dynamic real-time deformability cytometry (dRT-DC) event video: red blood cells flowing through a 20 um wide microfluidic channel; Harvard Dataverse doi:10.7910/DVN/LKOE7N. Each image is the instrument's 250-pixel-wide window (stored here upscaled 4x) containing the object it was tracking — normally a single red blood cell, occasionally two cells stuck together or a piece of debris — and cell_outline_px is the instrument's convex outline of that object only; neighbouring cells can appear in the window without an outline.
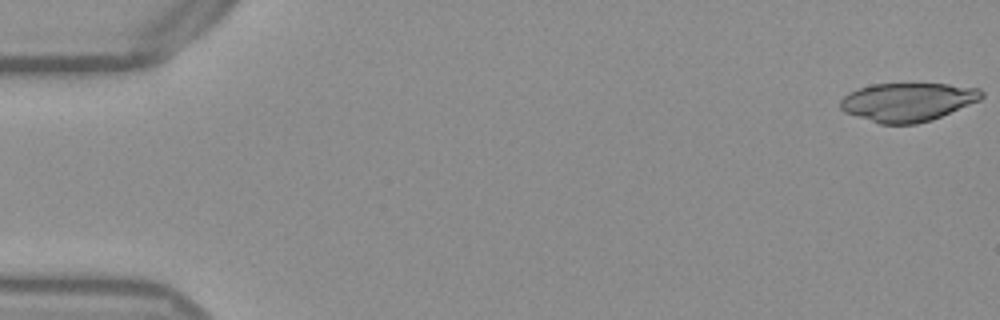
{"species": "Egyptian fruit bat (a non-hibernating species)", "species_latin": "Rousettus aegyptiacus", "temperature_condition": "warm", "stored_images_in_passage": 53, "camera_frame_rate_fps": 3000, "um_per_image_px": 0.085, "frame": {"image": 1, "passage_image": 1, "time_ms": 0.0, "image_size_px": [1000, 320], "cell_outline_px": [[984, 96], [980, 100], [932, 120], [916, 124], [880, 124], [844, 112], [840, 108], [840, 100], [848, 92], [872, 84], [948, 84], [980, 88], [984, 92]], "centroid_in_image_um": [77.16, 8.67], "position_along_channel_um": 7.8, "area_um2": 31.79}}
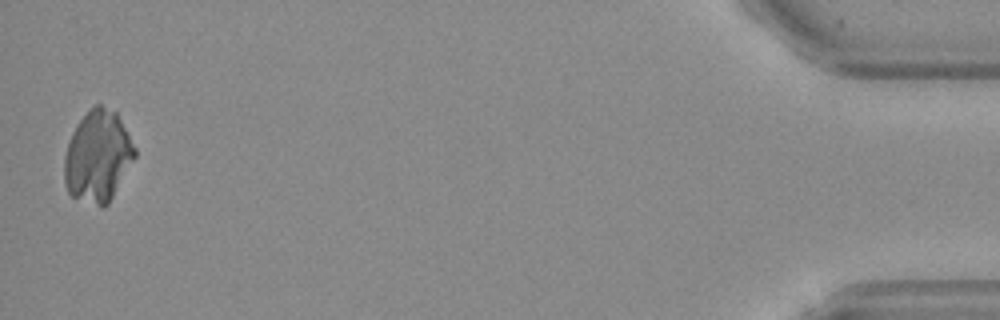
{"frame": {"image": 2, "passage_image": 52, "time_ms": 17.0, "image_size_px": [1000, 320], "cell_outline_px": [[136, 156], [108, 204], [104, 208], [100, 208], [72, 196], [68, 192], [64, 184], [64, 156], [72, 132], [76, 124], [96, 104], [100, 104], [116, 112], [136, 148]], "centroid_in_image_um": [8.3, 13.32], "position_along_channel_um": 426.9, "area_um2": 37.51}}